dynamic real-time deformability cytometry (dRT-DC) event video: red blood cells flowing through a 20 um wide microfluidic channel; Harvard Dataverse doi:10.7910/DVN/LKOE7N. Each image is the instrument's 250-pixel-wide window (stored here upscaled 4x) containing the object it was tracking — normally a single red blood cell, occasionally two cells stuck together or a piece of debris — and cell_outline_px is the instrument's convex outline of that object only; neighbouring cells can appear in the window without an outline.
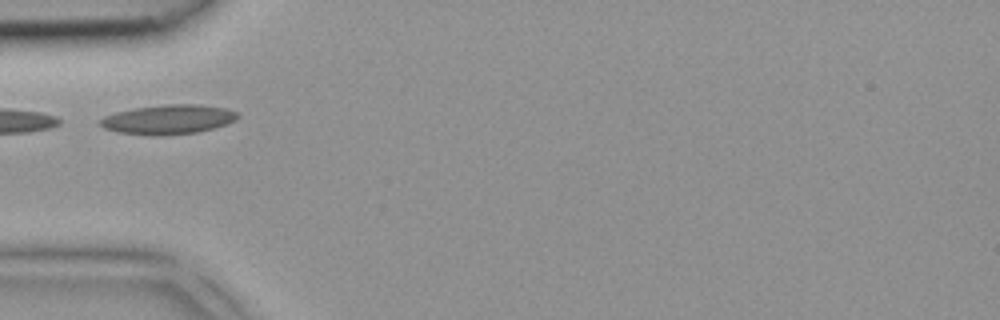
{"species": "common noctule bat (a hibernating species)", "species_latin": "Nyctalus noctula", "temperature_condition": "room temperature", "stored_images_in_passage": 1, "camera_frame_rate_fps": 3000, "um_per_image_px": 0.085, "animal": {"sex": "female", "body_mass_g": 18.4}, "frame": {"image": 1, "passage_image": 1, "time_ms": 0.0, "image_size_px": [1000, 320], "cell_outline_px": [[240, 116], [236, 120], [212, 128], [196, 132], [160, 136], [152, 136], [116, 132], [104, 128], [100, 124], [100, 120], [104, 116], [116, 112], [132, 108], [168, 104], [196, 104], [228, 108], [240, 112]], "centroid_in_image_um": [14.31, 10.15], "position_along_channel_um": 70.7, "area_um2": 23.76}}